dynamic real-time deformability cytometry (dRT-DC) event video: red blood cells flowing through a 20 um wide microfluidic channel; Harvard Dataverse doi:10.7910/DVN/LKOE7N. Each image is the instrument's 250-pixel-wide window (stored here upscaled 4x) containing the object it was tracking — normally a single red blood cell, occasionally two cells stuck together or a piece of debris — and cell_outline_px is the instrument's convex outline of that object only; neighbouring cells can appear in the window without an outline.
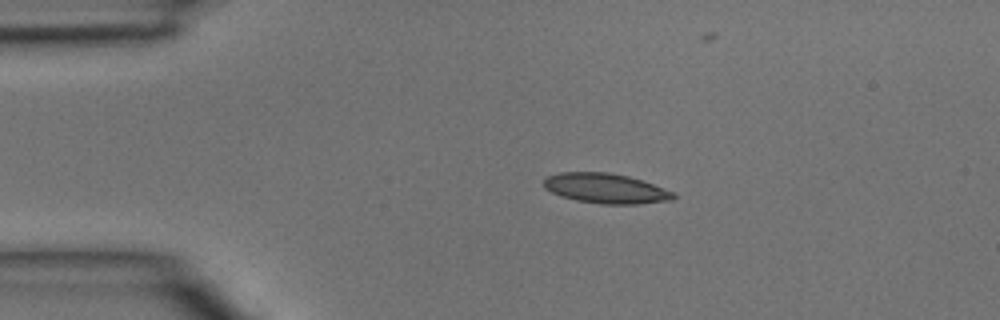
{"species": "common noctule bat (a hibernating species)", "species_latin": "Nyctalus noctula", "temperature_condition": "room temperature", "stored_images_in_passage": 2, "camera_frame_rate_fps": 3000, "um_per_image_px": 0.085, "animal": {"sex": "male", "body_mass_g": 15.6}, "frame": {"image": 1, "passage_image": 1, "time_ms": 0.0, "image_size_px": [1000, 320], "cell_outline_px": [[676, 196], [672, 200], [636, 204], [604, 204], [576, 200], [560, 196], [544, 188], [544, 180], [548, 176], [560, 172], [608, 172], [628, 176], [676, 192]], "centroid_in_image_um": [51.49, 16.01], "position_along_channel_um": 33.5, "area_um2": 22.54}}